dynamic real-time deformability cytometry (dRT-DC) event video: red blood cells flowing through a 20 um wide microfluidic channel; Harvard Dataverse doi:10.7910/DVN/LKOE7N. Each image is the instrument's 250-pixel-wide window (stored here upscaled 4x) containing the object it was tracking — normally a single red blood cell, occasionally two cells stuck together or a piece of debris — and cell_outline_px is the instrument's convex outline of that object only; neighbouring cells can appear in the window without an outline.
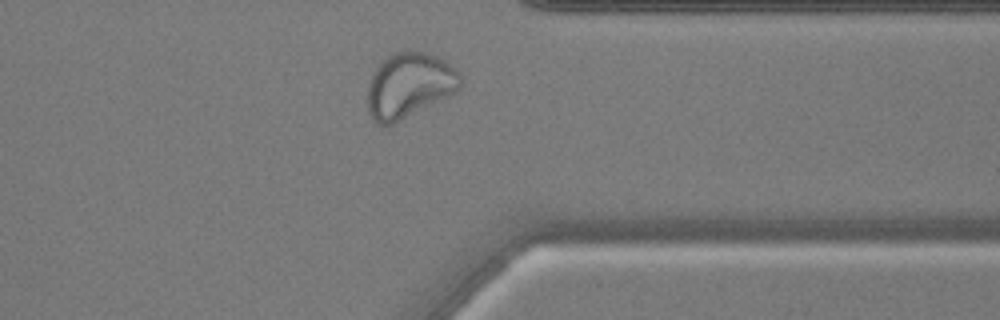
{"species": "common noctule bat (a hibernating species)", "species_latin": "Nyctalus noctula", "temperature_condition": "warm", "stored_images_in_passage": 30, "camera_frame_rate_fps": 3000, "um_per_image_px": 0.085, "animal": {"sex": "male", "body_mass_g": 17.9, "forearm_length_mm": 54.2}, "frame": {"image": 1, "passage_image": 26, "time_ms": 8.333, "image_size_px": [1000, 320], "cell_outline_px": [[460, 88], [456, 92], [392, 124], [380, 124], [372, 120], [368, 108], [368, 80], [372, 72], [392, 52], [424, 52], [444, 60], [460, 76]], "centroid_in_image_um": [34.74, 7.26], "position_along_channel_um": 376.7, "area_um2": 34.51}, "authors_computed_cell_mechanics": {"area_um2": 28.8422, "velocity_mm_per_s": 3.7682, "shape_relaxation_time_tau1_ms": null, "shape_relaxation_time_tau2_ms": 1.1413, "deformation_change_tau1": null, "deformation_change_tau2": 0.0737}}